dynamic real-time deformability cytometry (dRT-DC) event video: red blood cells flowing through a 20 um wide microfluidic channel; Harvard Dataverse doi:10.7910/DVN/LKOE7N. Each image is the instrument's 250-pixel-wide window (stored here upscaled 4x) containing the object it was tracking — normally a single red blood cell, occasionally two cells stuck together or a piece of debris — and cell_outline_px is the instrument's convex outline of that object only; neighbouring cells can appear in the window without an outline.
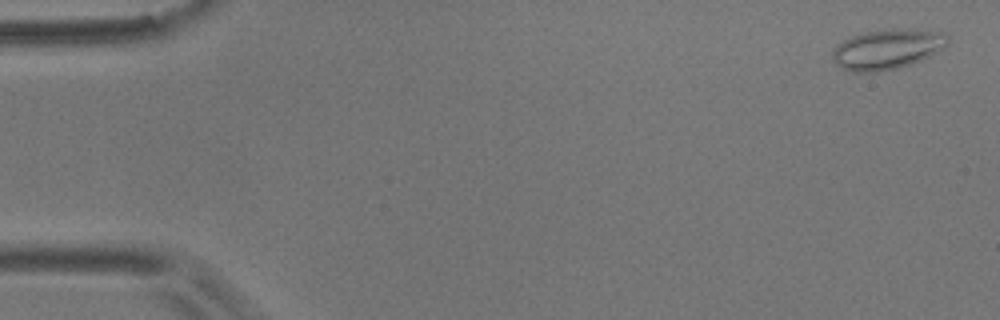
{"species": "common noctule bat (a hibernating species)", "species_latin": "Nyctalus noctula", "temperature_condition": "room temperature", "stored_images_in_passage": 5, "camera_frame_rate_fps": 3000, "um_per_image_px": 0.085, "animal": {"sex": "male", "body_mass_g": 17.9}, "frame": {"image": 1, "passage_image": 1, "time_ms": 0.0, "image_size_px": [1000, 320], "cell_outline_px": [[948, 44], [940, 52], [912, 64], [896, 68], [876, 72], [852, 72], [836, 64], [832, 60], [832, 52], [836, 44], [852, 36], [864, 32], [892, 28], [916, 28], [944, 32], [948, 36]], "centroid_in_image_um": [75.46, 4.16], "position_along_channel_um": 9.5, "area_um2": 27.46}}